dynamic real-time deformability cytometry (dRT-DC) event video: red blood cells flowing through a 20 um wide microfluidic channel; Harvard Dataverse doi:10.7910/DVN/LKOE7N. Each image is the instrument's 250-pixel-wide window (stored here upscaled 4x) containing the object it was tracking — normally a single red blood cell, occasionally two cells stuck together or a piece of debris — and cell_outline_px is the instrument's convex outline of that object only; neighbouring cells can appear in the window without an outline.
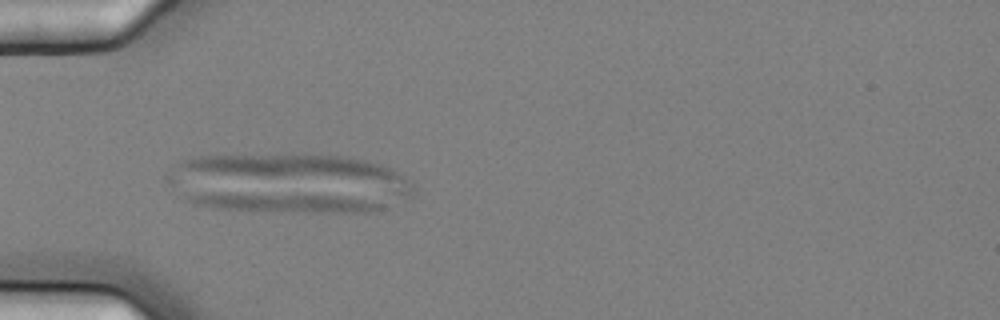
{"species": "common noctule bat (a hibernating species)", "species_latin": "Nyctalus noctula", "temperature_condition": "cold", "stored_images_in_passage": 6, "camera_frame_rate_fps": 3000, "um_per_image_px": 0.085, "animal": {"sex": "female", "body_mass_g": 25.1}, "frame": {"image": 1, "passage_image": 4, "time_ms": 1.0, "image_size_px": [1000, 320], "cell_outline_px": [[384, 208], [372, 212], [288, 212], [216, 208], [196, 204], [188, 200], [184, 196], [184, 192], [228, 192], [340, 196], [384, 200]], "centroid_in_image_um": [24.17, 17.2], "position_along_channel_um": 60.8, "area_um2": 22.31}}